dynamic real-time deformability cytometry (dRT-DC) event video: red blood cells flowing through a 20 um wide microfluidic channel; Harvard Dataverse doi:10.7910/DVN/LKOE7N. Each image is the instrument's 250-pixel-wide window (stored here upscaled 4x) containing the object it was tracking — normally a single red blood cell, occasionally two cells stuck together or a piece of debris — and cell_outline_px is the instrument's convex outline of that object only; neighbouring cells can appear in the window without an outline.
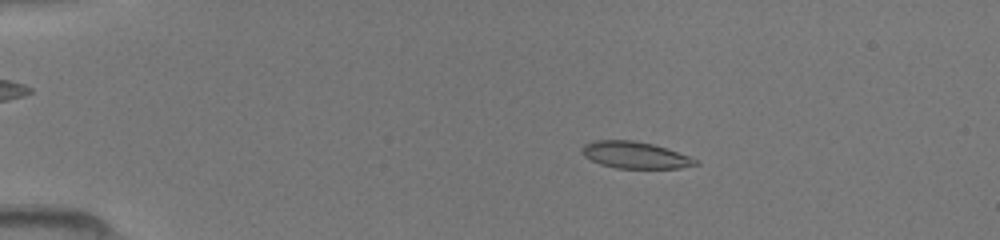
{"species": "common noctule bat (a hibernating species)", "species_latin": "Nyctalus noctula", "temperature_condition": "room temperature", "stored_images_in_passage": 49, "camera_frame_rate_fps": 3000, "um_per_image_px": 0.085, "animal": {"sex": "female", "body_mass_g": 19.5, "forearm_length_mm": 54.1}, "frame": {"image": 1, "passage_image": 9, "time_ms": 2.667, "image_size_px": [1000, 240], "cell_outline_px": [[700, 164], [680, 168], [616, 168], [600, 164], [584, 156], [580, 152], [580, 148], [584, 144], [592, 140], [632, 140], [652, 144], [688, 156], [696, 160]], "centroid_in_image_um": [53.91, 13.18], "position_along_channel_um": 31.1, "area_um2": 17.57}}
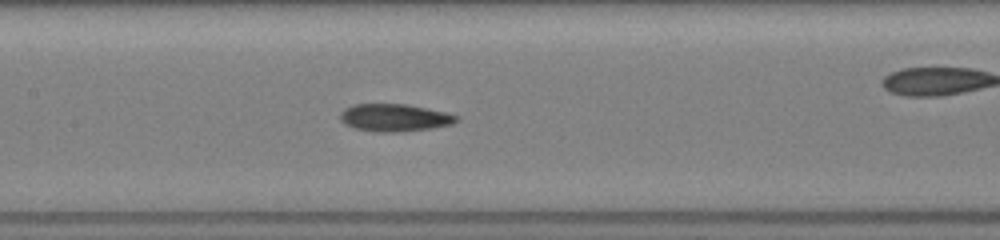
{"frame": {"image": 2, "passage_image": 24, "time_ms": 7.667, "image_size_px": [1000, 240], "cell_outline_px": [[460, 120], [452, 124], [432, 128], [400, 132], [376, 132], [352, 128], [344, 124], [340, 120], [340, 112], [344, 108], [352, 104], [404, 104], [448, 112], [460, 116]], "centroid_in_image_um": [33.53, 10.0], "position_along_channel_um": 173.9, "area_um2": 18.96}}
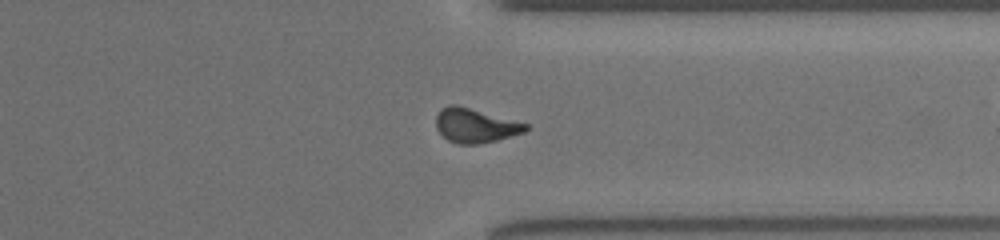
{"frame": {"image": 3, "passage_image": 38, "time_ms": 12.333, "image_size_px": [1000, 240], "cell_outline_px": [[528, 128], [524, 132], [512, 136], [496, 140], [476, 144], [456, 144], [448, 140], [436, 128], [436, 116], [440, 108], [448, 104], [456, 104], [528, 124]], "centroid_in_image_um": [40.36, 10.66], "position_along_channel_um": 371.0, "area_um2": 17.8}}